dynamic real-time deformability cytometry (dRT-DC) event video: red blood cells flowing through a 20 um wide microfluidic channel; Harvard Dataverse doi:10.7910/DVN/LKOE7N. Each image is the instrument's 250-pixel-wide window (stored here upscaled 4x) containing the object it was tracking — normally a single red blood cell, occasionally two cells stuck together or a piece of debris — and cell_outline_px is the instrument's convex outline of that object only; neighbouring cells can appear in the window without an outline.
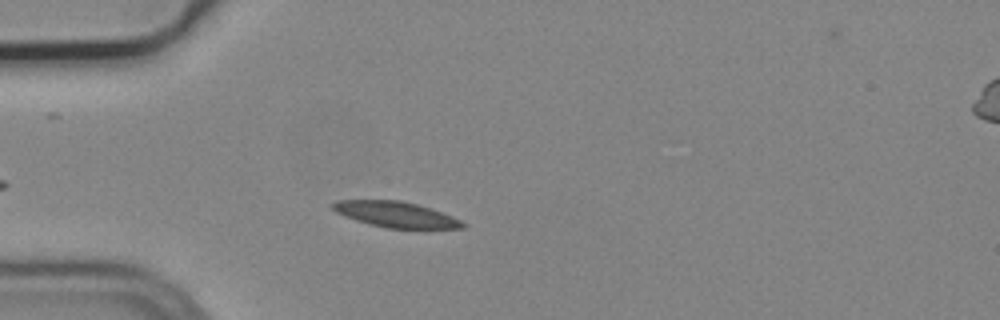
{"species": "common noctule bat (a hibernating species)", "species_latin": "Nyctalus noctula", "temperature_condition": "cold", "stored_images_in_passage": 4, "camera_frame_rate_fps": 3000, "um_per_image_px": 0.085, "animal": {"sex": "male", "body_mass_g": 19.2, "forearm_length_mm": 51.8}, "frame": {"image": 1, "passage_image": 3, "time_ms": 0.667, "image_size_px": [1000, 320], "cell_outline_px": [[468, 224], [464, 228], [388, 228], [368, 224], [344, 216], [336, 212], [332, 208], [332, 204], [336, 200], [400, 200], [432, 208], [452, 216]], "centroid_in_image_um": [33.65, 18.22], "position_along_channel_um": 51.4, "area_um2": 19.42}}